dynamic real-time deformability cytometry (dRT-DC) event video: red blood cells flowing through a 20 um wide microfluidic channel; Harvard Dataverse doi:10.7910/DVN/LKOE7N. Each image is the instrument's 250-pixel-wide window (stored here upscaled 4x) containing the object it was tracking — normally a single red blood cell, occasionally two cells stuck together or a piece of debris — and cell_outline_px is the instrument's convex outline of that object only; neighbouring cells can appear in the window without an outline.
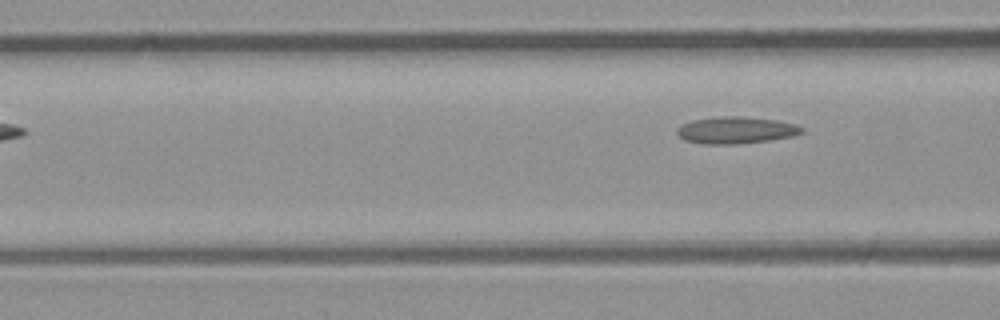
{"species": "common noctule bat (a hibernating species)", "species_latin": "Nyctalus noctula", "temperature_condition": "room temperature", "stored_images_in_passage": 3, "camera_frame_rate_fps": 3000, "um_per_image_px": 0.085, "animal": {"sex": "male", "body_mass_g": 23.1, "forearm_length_mm": 52.7}, "frame": {"image": 1, "passage_image": 3, "time_ms": 2.333, "image_size_px": [1000, 320], "cell_outline_px": [[804, 132], [792, 136], [768, 140], [740, 144], [704, 144], [684, 140], [676, 132], [676, 128], [680, 124], [692, 120], [720, 116], [744, 116], [776, 120], [792, 124], [804, 128]], "centroid_in_image_um": [62.51, 11.06], "position_along_channel_um": 104.1, "area_um2": 19.59}}